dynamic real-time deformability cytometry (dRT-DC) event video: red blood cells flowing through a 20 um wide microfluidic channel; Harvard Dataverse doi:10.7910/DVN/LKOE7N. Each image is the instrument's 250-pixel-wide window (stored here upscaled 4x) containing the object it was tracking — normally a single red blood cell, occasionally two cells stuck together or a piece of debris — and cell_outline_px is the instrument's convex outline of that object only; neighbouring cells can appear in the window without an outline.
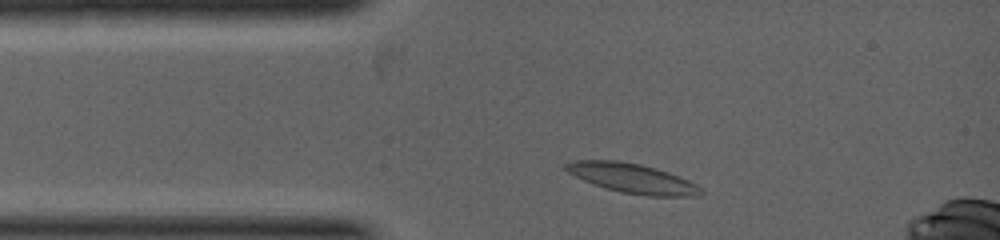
{"species": "common noctule bat (a hibernating species)", "species_latin": "Nyctalus noctula", "temperature_condition": "warm", "stored_images_in_passage": 27, "camera_frame_rate_fps": 5000, "um_per_image_px": 0.085, "animal": {"sex": "female", "body_mass_g": 19.0, "forearm_length_mm": 53.3}, "frame": {"image": 1, "passage_image": 3, "time_ms": 0.4, "image_size_px": [1000, 240], "cell_outline_px": [[704, 192], [700, 196], [648, 196], [620, 192], [592, 184], [568, 172], [564, 168], [564, 164], [572, 160], [620, 160], [640, 164], [656, 168], [668, 172], [688, 180], [696, 184]], "centroid_in_image_um": [53.74, 15.15], "position_along_channel_um": 31.3, "area_um2": 23.29}}
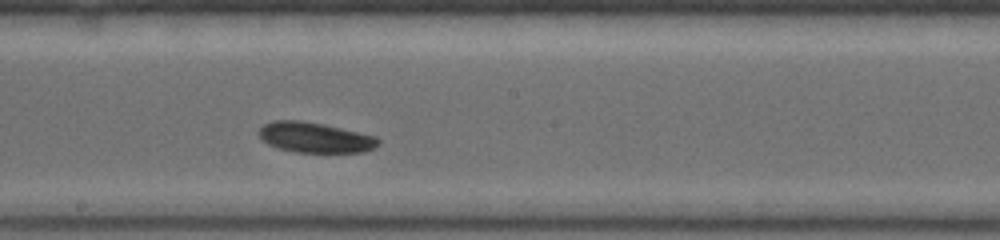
{"frame": {"image": 2, "passage_image": 18, "time_ms": 3.2, "image_size_px": [1000, 240], "cell_outline_px": [[380, 144], [376, 148], [364, 152], [296, 152], [280, 148], [268, 144], [256, 132], [264, 124], [272, 120], [300, 120], [324, 124], [376, 136], [380, 140]], "centroid_in_image_um": [26.8, 11.68], "position_along_channel_um": 221.4, "area_um2": 21.15}}
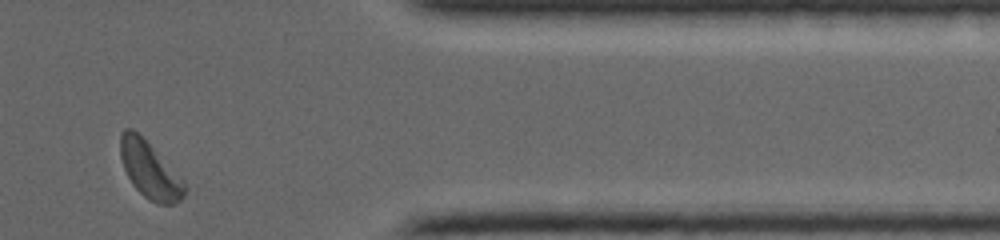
{"frame": {"image": 3, "passage_image": 27, "time_ms": 5.8, "image_size_px": [1000, 240], "cell_outline_px": [[188, 188], [184, 196], [180, 200], [172, 204], [156, 204], [148, 200], [132, 184], [124, 168], [120, 156], [120, 132], [124, 128], [132, 128], [184, 180]], "centroid_in_image_um": [12.73, 14.49], "position_along_channel_um": 398.7, "area_um2": 20.92}}